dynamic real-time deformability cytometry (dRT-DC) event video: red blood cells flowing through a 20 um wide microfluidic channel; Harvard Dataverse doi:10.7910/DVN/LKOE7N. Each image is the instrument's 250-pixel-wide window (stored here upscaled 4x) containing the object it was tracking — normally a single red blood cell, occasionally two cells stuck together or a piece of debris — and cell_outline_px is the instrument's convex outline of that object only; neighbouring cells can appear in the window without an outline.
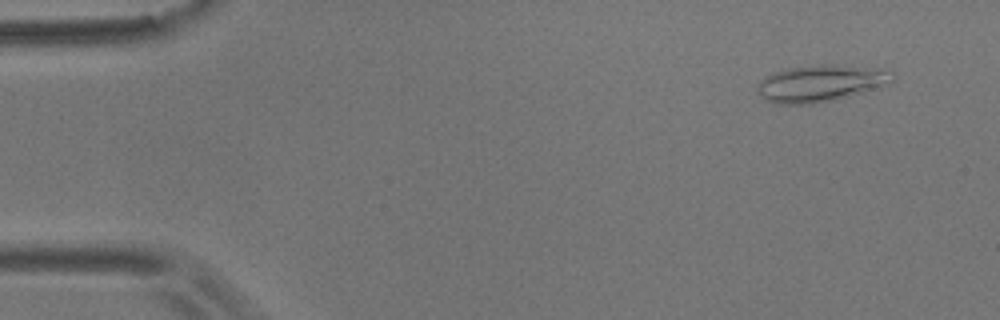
{"species": "common noctule bat (a hibernating species)", "species_latin": "Nyctalus noctula", "temperature_condition": "room temperature", "stored_images_in_passage": 55, "camera_frame_rate_fps": 3000, "um_per_image_px": 0.085, "animal": {"sex": "male", "body_mass_g": 17.9}, "frame": {"image": 1, "passage_image": 4, "time_ms": 1.0, "image_size_px": [1000, 320], "cell_outline_px": [[896, 80], [880, 88], [832, 100], [812, 104], [776, 104], [764, 100], [756, 92], [756, 88], [760, 80], [772, 72], [792, 68], [824, 64], [832, 64], [872, 68], [892, 72], [896, 76]], "centroid_in_image_um": [69.74, 7.09], "position_along_channel_um": 15.3, "area_um2": 29.07}}
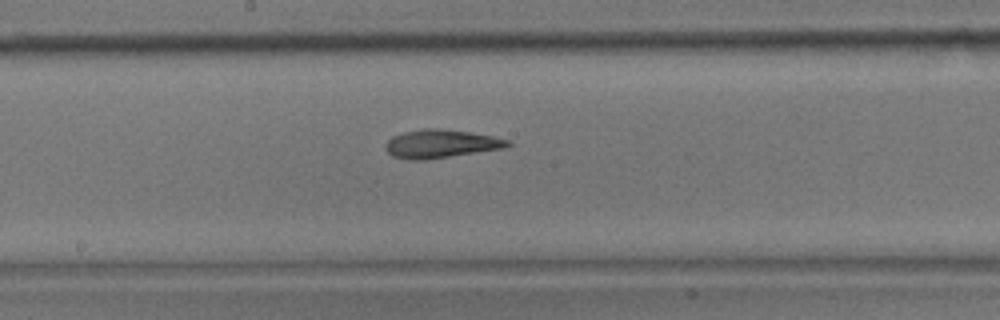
{"frame": {"image": 2, "passage_image": 29, "time_ms": 9.333, "image_size_px": [1000, 320], "cell_outline_px": [[512, 144], [504, 148], [428, 160], [408, 160], [392, 156], [384, 148], [384, 144], [392, 136], [404, 132], [424, 128], [440, 128], [468, 132], [492, 136], [508, 140]], "centroid_in_image_um": [37.43, 12.23], "position_along_channel_um": 210.8, "area_um2": 20.29}}
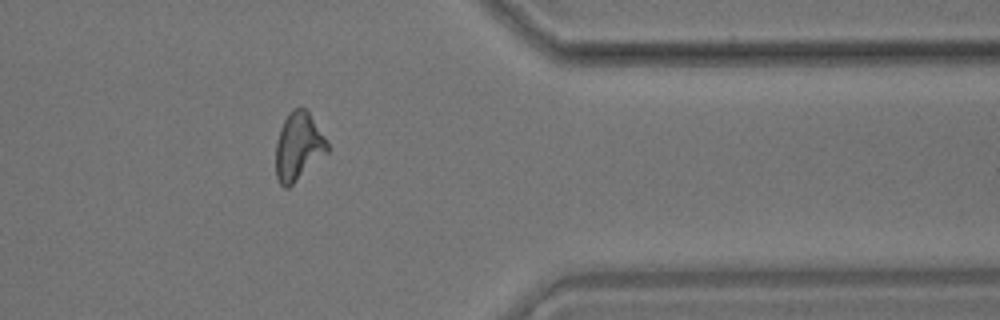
{"frame": {"image": 3, "passage_image": 45, "time_ms": 14.667, "image_size_px": [1000, 320], "cell_outline_px": [[328, 152], [288, 188], [284, 188], [276, 180], [276, 144], [280, 128], [284, 120], [292, 108], [304, 108], [308, 112], [328, 140]], "centroid_in_image_um": [25.36, 12.46], "position_along_channel_um": 386.0, "area_um2": 20.35}, "authors_computed_cell_mechanics": {"area_um2": 20.2878, "velocity_mm_per_s": 3.57, "shape_relaxation_time_tau1_ms": 7.5751, "shape_relaxation_time_tau2_ms": 3.828, "deformation_change_tau1": 0.2086, "deformation_change_tau2": 0.1242}}